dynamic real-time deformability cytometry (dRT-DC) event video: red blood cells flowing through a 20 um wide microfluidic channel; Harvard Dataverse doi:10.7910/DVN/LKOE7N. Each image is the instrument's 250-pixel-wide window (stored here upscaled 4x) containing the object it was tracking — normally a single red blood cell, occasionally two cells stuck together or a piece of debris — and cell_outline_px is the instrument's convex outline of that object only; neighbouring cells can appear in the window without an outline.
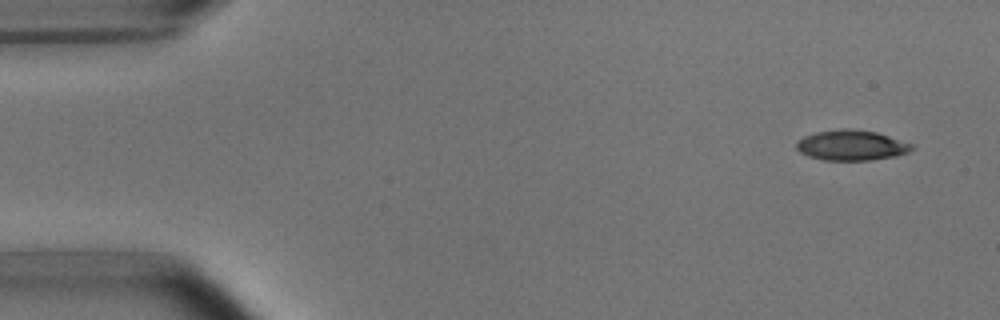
{"species": "common noctule bat (a hibernating species)", "species_latin": "Nyctalus noctula", "temperature_condition": "room temperature", "stored_images_in_passage": 5, "camera_frame_rate_fps": 3000, "um_per_image_px": 0.085, "animal": {"sex": "male", "body_mass_g": 15.6}, "frame": {"image": 1, "passage_image": 1, "time_ms": 0.0, "image_size_px": [1000, 320], "cell_outline_px": [[912, 148], [908, 152], [896, 156], [868, 160], [824, 160], [808, 156], [800, 152], [796, 148], [796, 140], [804, 136], [816, 132], [844, 128], [848, 128], [876, 132], [912, 144]], "centroid_in_image_um": [72.32, 12.35], "position_along_channel_um": 12.7, "area_um2": 20.23}}
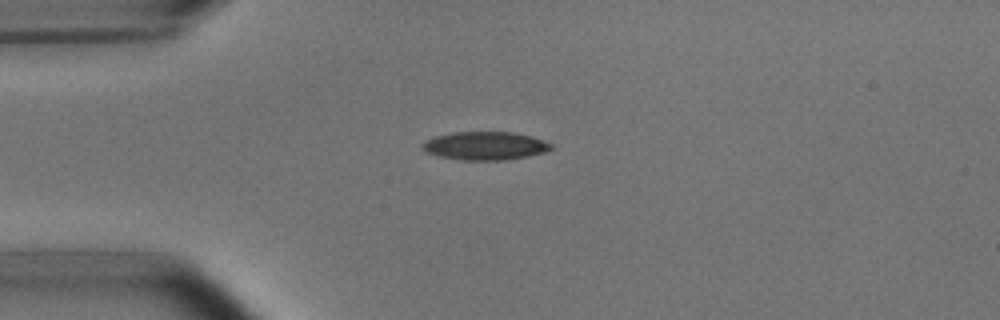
{"frame": {"image": 2, "passage_image": 4, "time_ms": 3.333, "image_size_px": [1000, 320], "cell_outline_px": [[556, 148], [544, 152], [528, 156], [504, 160], [460, 160], [440, 156], [424, 152], [420, 148], [420, 144], [424, 140], [436, 136], [452, 132], [512, 132], [532, 136], [552, 144]], "centroid_in_image_um": [41.2, 12.39], "position_along_channel_um": 43.8, "area_um2": 21.44}}
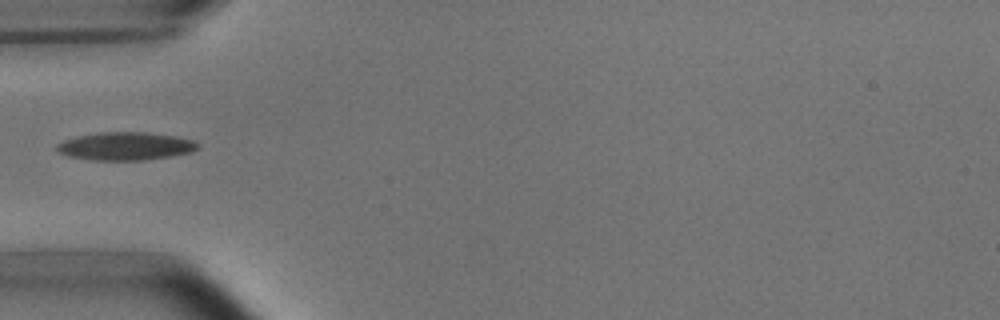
{"frame": {"image": 3, "passage_image": 5, "time_ms": 4.667, "image_size_px": [1000, 320], "cell_outline_px": [[200, 148], [192, 152], [144, 160], [96, 160], [68, 156], [60, 152], [56, 148], [56, 144], [64, 140], [80, 136], [100, 132], [148, 132], [176, 136], [192, 140], [200, 144]], "centroid_in_image_um": [10.71, 12.42], "position_along_channel_um": 74.3, "area_um2": 22.89}}